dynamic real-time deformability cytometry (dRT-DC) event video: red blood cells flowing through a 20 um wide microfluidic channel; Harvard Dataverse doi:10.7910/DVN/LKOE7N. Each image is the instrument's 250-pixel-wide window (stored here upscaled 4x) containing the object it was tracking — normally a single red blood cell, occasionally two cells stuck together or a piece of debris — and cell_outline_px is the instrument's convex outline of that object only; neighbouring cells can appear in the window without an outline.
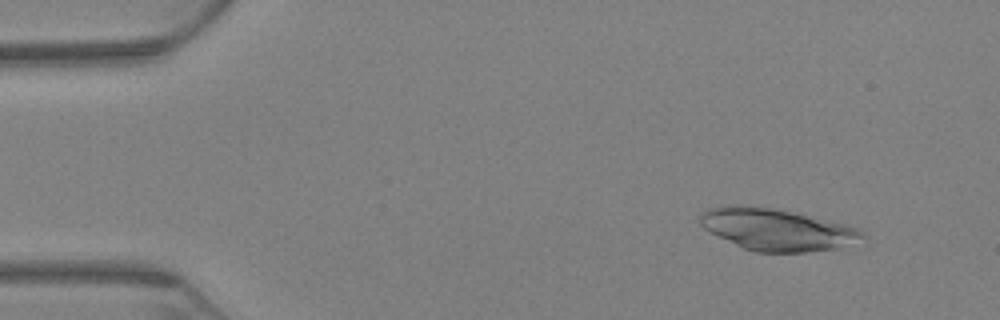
{"species": "Egyptian fruit bat (a non-hibernating species)", "species_latin": "Rousettus aegyptiacus", "temperature_condition": "warm", "stored_images_in_passage": 66, "camera_frame_rate_fps": 3000, "um_per_image_px": 0.085, "animal": {"sex": "female"}, "frame": {"image": 1, "passage_image": 7, "time_ms": 2.0, "image_size_px": [1000, 320], "cell_outline_px": [[864, 236], [840, 248], [808, 252], [756, 252], [744, 248], [704, 228], [700, 224], [700, 216], [708, 208], [728, 204], [740, 204], [772, 208], [792, 212], [856, 228]], "centroid_in_image_um": [65.94, 19.5], "position_along_channel_um": 19.1, "area_um2": 38.61}}